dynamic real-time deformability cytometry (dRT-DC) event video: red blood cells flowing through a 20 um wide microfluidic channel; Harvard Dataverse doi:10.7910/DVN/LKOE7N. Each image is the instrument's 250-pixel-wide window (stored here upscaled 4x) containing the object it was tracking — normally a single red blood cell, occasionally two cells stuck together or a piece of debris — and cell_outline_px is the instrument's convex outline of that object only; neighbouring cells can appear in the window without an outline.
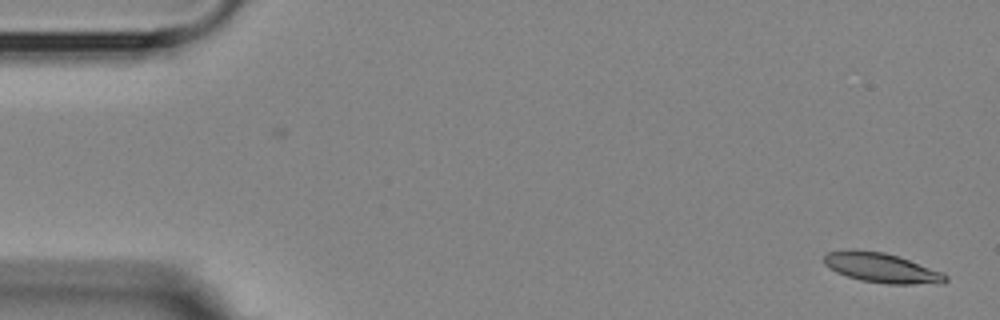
{"species": "Egyptian fruit bat (a non-hibernating species)", "species_latin": "Rousettus aegyptiacus", "temperature_condition": "room temperature", "stored_images_in_passage": 2, "camera_frame_rate_fps": 3000, "um_per_image_px": 0.085, "animal": {"sex": "female"}, "frame": {"image": 1, "passage_image": 2, "time_ms": 1.0, "image_size_px": [1000, 320], "cell_outline_px": [[948, 280], [944, 284], [888, 284], [860, 280], [836, 272], [828, 268], [824, 264], [824, 256], [828, 252], [884, 252], [944, 272], [948, 276]], "centroid_in_image_um": [75.04, 22.82], "position_along_channel_um": 10.0, "area_um2": 20.46}}